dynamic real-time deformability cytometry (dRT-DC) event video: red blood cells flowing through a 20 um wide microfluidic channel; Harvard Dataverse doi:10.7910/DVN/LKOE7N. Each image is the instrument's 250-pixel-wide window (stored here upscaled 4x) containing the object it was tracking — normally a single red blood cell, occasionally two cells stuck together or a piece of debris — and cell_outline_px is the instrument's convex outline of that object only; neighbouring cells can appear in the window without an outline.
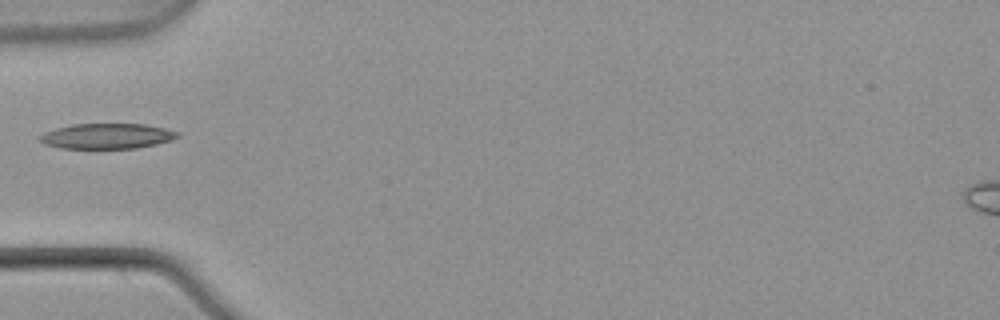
{"species": "common noctule bat (a hibernating species)", "species_latin": "Nyctalus noctula", "temperature_condition": "warm", "stored_images_in_passage": 3, "camera_frame_rate_fps": 3000, "um_per_image_px": 0.085, "animal": {"sex": "male", "body_mass_g": 21.5, "forearm_length_mm": 52.0}, "frame": {"image": 1, "passage_image": 3, "time_ms": 0.667, "image_size_px": [1000, 320], "cell_outline_px": [[180, 136], [172, 140], [156, 144], [136, 148], [60, 148], [44, 144], [40, 140], [40, 136], [44, 132], [56, 128], [72, 124], [144, 124], [164, 128], [180, 132]], "centroid_in_image_um": [9.11, 11.56], "position_along_channel_um": 75.9, "area_um2": 20.29}}